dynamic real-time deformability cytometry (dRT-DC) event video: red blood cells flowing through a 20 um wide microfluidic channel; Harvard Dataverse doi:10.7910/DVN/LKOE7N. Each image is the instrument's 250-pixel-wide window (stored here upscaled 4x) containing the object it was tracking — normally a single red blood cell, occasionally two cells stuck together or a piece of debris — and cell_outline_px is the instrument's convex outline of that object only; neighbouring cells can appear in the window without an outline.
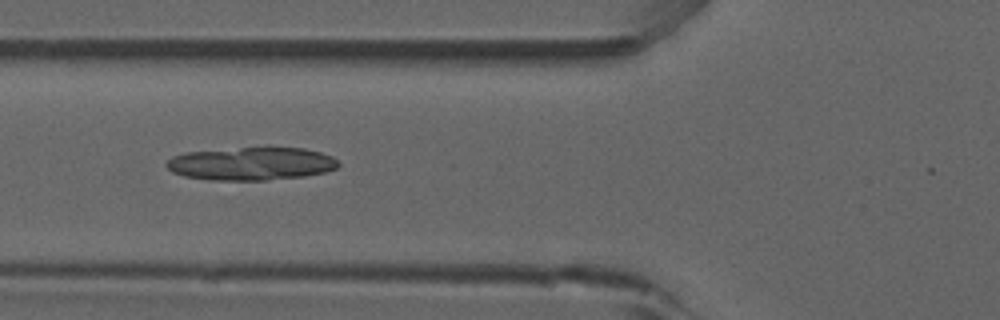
{"species": "common noctule bat (a hibernating species)", "species_latin": "Nyctalus noctula", "temperature_condition": "room temperature", "stored_images_in_passage": 46, "camera_frame_rate_fps": 3000, "um_per_image_px": 0.085, "animal": {"sex": "male", "forearm_length_mm": 52.5}, "frame": {"image": 1, "passage_image": 20, "time_ms": 6.333, "image_size_px": [1000, 320], "cell_outline_px": [[340, 164], [336, 168], [324, 172], [304, 176], [268, 180], [212, 180], [184, 176], [172, 172], [164, 164], [172, 156], [184, 152], [268, 144], [304, 148], [320, 152], [332, 156]], "centroid_in_image_um": [21.36, 13.86], "position_along_channel_um": 104.4, "area_um2": 34.28}}